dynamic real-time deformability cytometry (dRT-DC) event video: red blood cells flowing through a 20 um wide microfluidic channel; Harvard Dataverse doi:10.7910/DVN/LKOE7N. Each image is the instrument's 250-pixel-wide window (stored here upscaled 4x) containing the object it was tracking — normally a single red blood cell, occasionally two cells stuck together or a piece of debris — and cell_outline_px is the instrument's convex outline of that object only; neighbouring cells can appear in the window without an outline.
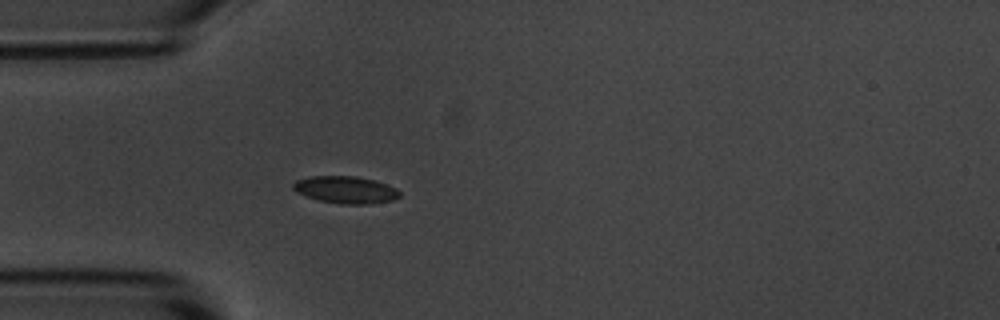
{"species": "common noctule bat (a hibernating species)", "species_latin": "Nyctalus noctula", "temperature_condition": "room temperature", "stored_images_in_passage": 5, "camera_frame_rate_fps": 3000, "um_per_image_px": 0.085, "animal": {"sex": "male", "body_mass_g": 20.1, "forearm_length_mm": 53.5}, "frame": {"image": 1, "passage_image": 5, "time_ms": 4.667, "image_size_px": [1000, 320], "cell_outline_px": [[400, 196], [392, 200], [368, 204], [340, 204], [320, 200], [296, 192], [292, 188], [292, 184], [296, 180], [308, 176], [356, 176], [372, 180], [396, 188], [400, 192]], "centroid_in_image_um": [29.34, 16.13], "position_along_channel_um": 55.7, "area_um2": 16.7}}